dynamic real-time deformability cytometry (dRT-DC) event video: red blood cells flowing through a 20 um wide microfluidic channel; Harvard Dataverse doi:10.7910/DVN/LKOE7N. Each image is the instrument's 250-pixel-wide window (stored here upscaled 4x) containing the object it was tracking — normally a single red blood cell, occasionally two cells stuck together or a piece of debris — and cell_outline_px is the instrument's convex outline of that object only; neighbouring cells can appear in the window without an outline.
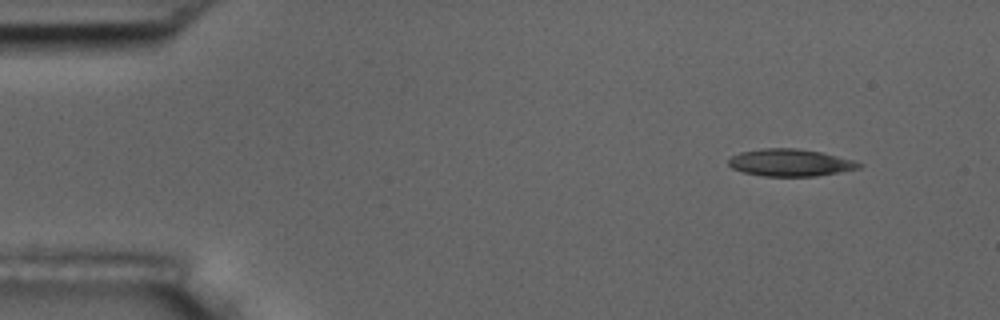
{"species": "common noctule bat (a hibernating species)", "species_latin": "Nyctalus noctula", "temperature_condition": "room temperature", "stored_images_in_passage": 51, "camera_frame_rate_fps": 3000, "um_per_image_px": 0.085, "animal": {"sex": "male", "body_mass_g": 17.5, "forearm_length_mm": 52.3}, "frame": {"image": 1, "passage_image": 1, "time_ms": 0.0, "image_size_px": [1000, 320], "cell_outline_px": [[864, 164], [860, 168], [840, 172], [816, 176], [764, 176], [744, 172], [732, 168], [728, 164], [728, 160], [732, 156], [740, 152], [760, 148], [796, 148], [820, 152], [852, 160]], "centroid_in_image_um": [67.15, 13.82], "position_along_channel_um": 17.8, "area_um2": 20.58}}
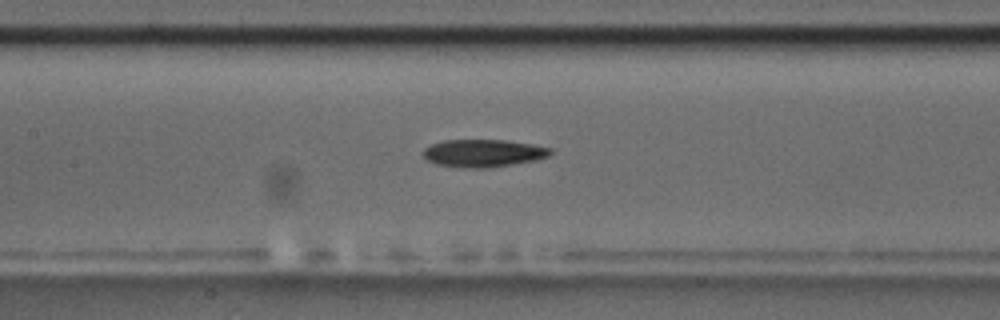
{"frame": {"image": 2, "passage_image": 21, "time_ms": 6.667, "image_size_px": [1000, 320], "cell_outline_px": [[552, 152], [548, 156], [536, 160], [488, 168], [460, 168], [436, 164], [424, 160], [424, 148], [432, 144], [444, 140], [508, 140], [532, 144], [552, 148]], "centroid_in_image_um": [41.06, 13.02], "position_along_channel_um": 166.3, "area_um2": 20.63}}
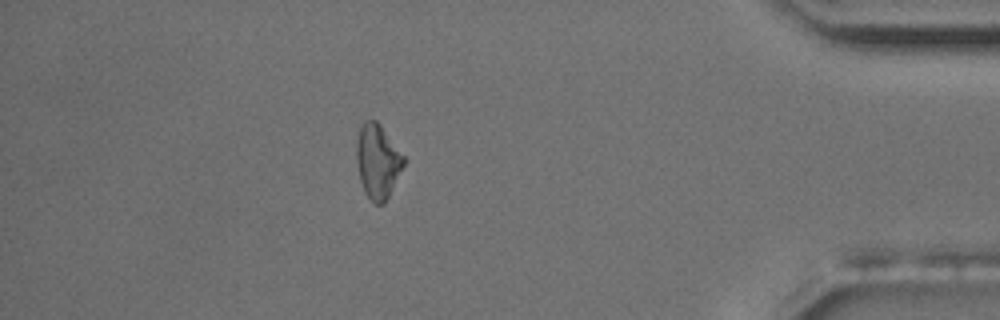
{"frame": {"image": 3, "passage_image": 44, "time_ms": 14.333, "image_size_px": [1000, 320], "cell_outline_px": [[404, 164], [384, 204], [376, 204], [364, 192], [360, 180], [356, 160], [356, 140], [360, 124], [364, 120], [376, 120], [380, 124], [404, 156]], "centroid_in_image_um": [32.06, 13.67], "position_along_channel_um": 403.1, "area_um2": 20.29}, "authors_computed_cell_mechanics": {"area_um2": 20.4034, "velocity_mm_per_s": 3.6506, "shape_relaxation_time_tau1_ms": 3.8231, "shape_relaxation_time_tau2_ms": null, "deformation_change_tau1": 0.1146, "deformation_change_tau2": null}}